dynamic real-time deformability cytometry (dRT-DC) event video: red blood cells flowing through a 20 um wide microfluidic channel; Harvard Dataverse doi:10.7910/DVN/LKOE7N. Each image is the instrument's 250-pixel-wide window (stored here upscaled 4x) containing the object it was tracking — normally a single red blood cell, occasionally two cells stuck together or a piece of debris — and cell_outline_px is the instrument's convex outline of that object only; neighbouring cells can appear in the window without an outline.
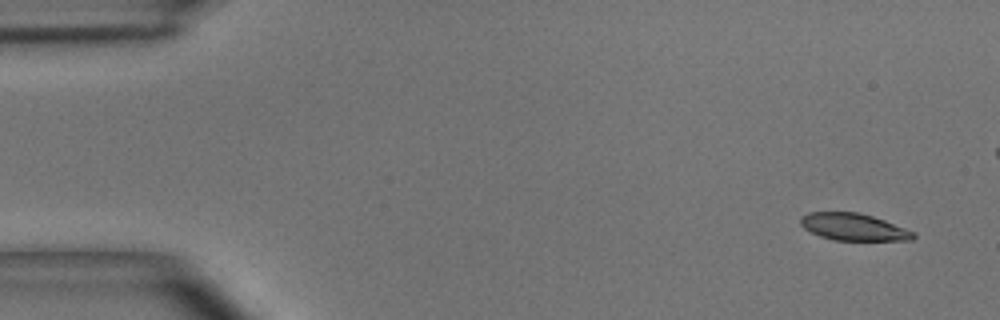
{"species": "common noctule bat (a hibernating species)", "species_latin": "Nyctalus noctula", "temperature_condition": "room temperature", "stored_images_in_passage": 5, "camera_frame_rate_fps": 3000, "um_per_image_px": 0.085, "animal": {"sex": "male", "body_mass_g": 15.6}, "frame": {"image": 1, "passage_image": 1, "time_ms": 0.0, "image_size_px": [1000, 320], "cell_outline_px": [[916, 236], [912, 240], [836, 240], [820, 236], [804, 228], [800, 224], [800, 216], [808, 212], [856, 212], [872, 216], [884, 220], [904, 228], [912, 232]], "centroid_in_image_um": [72.51, 19.28], "position_along_channel_um": 12.5, "area_um2": 17.57}}
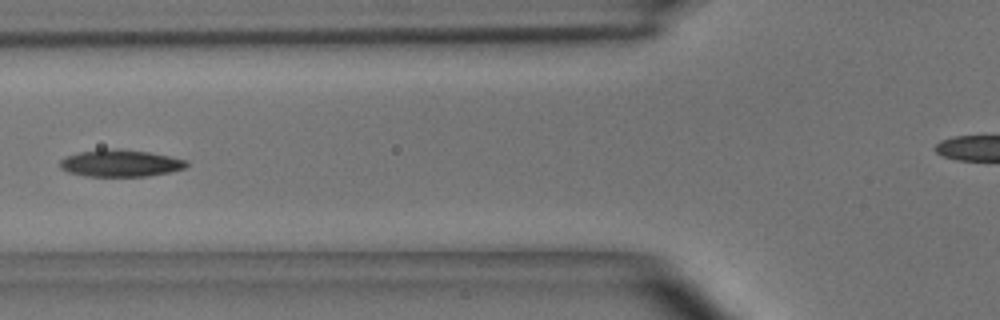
{"frame": {"image": 2, "passage_image": 5, "time_ms": 1.333, "image_size_px": [1000, 320], "cell_outline_px": [[188, 164], [184, 168], [168, 172], [148, 176], [84, 176], [68, 172], [60, 168], [60, 160], [64, 156], [80, 152], [100, 148], [120, 148], [148, 152], [188, 160]], "centroid_in_image_um": [10.19, 13.86], "position_along_channel_um": 115.6, "area_um2": 20.06}}